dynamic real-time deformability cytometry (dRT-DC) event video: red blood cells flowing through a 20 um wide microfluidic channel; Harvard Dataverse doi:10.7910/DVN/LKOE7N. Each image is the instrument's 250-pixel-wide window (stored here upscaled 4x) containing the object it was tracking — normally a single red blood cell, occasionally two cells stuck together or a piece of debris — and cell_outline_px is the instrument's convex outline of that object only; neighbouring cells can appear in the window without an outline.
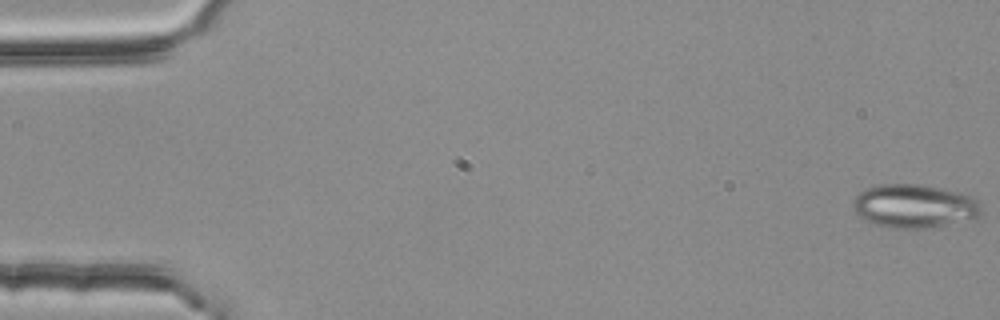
{"species": "common noctule bat (a hibernating species)", "species_latin": "Nyctalus noctula", "temperature_condition": "room temperature", "stored_images_in_passage": 4, "camera_frame_rate_fps": 3000, "um_per_image_px": 0.085, "animal": {"sex": "female", "body_mass_g": 25.1}, "frame": {"image": 1, "passage_image": 1, "time_ms": 0.0, "image_size_px": [1000, 320], "cell_outline_px": [[984, 212], [980, 216], [928, 228], [892, 228], [872, 224], [860, 216], [852, 208], [852, 200], [864, 188], [876, 184], [920, 184], [960, 192], [972, 196], [980, 200]], "centroid_in_image_um": [77.71, 17.5], "position_along_channel_um": 7.3, "area_um2": 32.89}}